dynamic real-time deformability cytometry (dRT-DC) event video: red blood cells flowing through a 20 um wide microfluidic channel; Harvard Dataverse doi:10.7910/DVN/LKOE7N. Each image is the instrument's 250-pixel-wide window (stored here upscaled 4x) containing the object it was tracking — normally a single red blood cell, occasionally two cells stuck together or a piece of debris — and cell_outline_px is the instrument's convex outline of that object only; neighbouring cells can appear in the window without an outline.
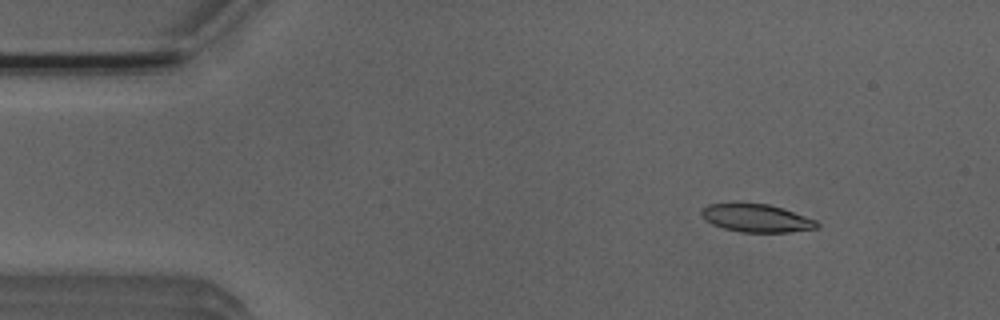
{"species": "Egyptian fruit bat (a non-hibernating species)", "species_latin": "Rousettus aegyptiacus", "temperature_condition": "room temperature", "stored_images_in_passage": 47, "camera_frame_rate_fps": 3000, "um_per_image_px": 0.085, "animal": {"sex": "male"}, "frame": {"image": 1, "passage_image": 2, "time_ms": 0.333, "image_size_px": [1000, 320], "cell_outline_px": [[820, 228], [788, 232], [740, 232], [724, 228], [712, 224], [704, 220], [700, 212], [700, 208], [708, 204], [736, 200], [768, 204], [784, 208], [816, 220], [820, 224]], "centroid_in_image_um": [64.24, 18.49], "position_along_channel_um": 20.8, "area_um2": 19.71}}
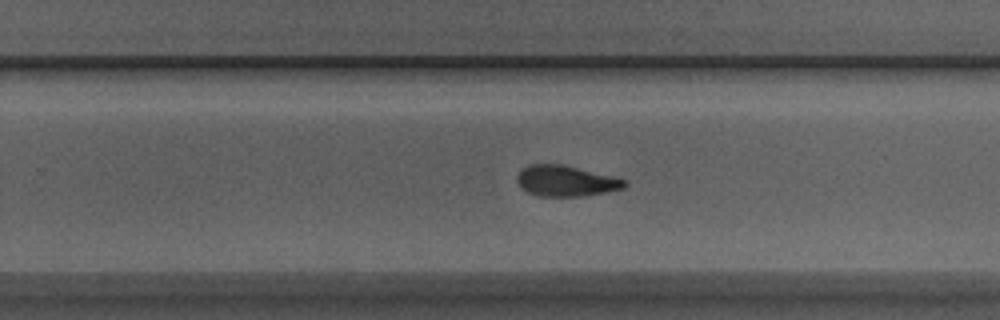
{"frame": {"image": 2, "passage_image": 28, "time_ms": 9.0, "image_size_px": [1000, 320], "cell_outline_px": [[628, 184], [624, 188], [608, 192], [584, 196], [540, 196], [528, 192], [520, 188], [516, 180], [516, 176], [528, 164], [560, 164], [616, 176], [628, 180]], "centroid_in_image_um": [48.14, 15.38], "position_along_channel_um": 281.7, "area_um2": 19.54}}
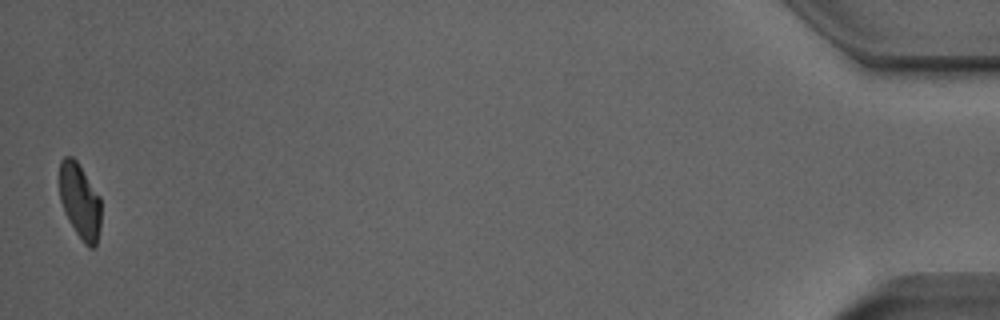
{"frame": {"image": 3, "passage_image": 47, "time_ms": 15.333, "image_size_px": [1000, 320], "cell_outline_px": [[100, 228], [96, 244], [92, 248], [88, 248], [84, 244], [68, 220], [64, 212], [60, 200], [60, 160], [64, 156], [72, 156], [76, 160], [100, 196]], "centroid_in_image_um": [6.79, 17.1], "position_along_channel_um": 428.4, "area_um2": 18.21}, "authors_computed_cell_mechanics": {"area_um2": 19.7098, "velocity_mm_per_s": 3.9087, "shape_relaxation_time_tau1_ms": 3.6783, "shape_relaxation_time_tau2_ms": 4.3583, "deformation_change_tau1": 0.1579, "deformation_change_tau2": 0.1233}}